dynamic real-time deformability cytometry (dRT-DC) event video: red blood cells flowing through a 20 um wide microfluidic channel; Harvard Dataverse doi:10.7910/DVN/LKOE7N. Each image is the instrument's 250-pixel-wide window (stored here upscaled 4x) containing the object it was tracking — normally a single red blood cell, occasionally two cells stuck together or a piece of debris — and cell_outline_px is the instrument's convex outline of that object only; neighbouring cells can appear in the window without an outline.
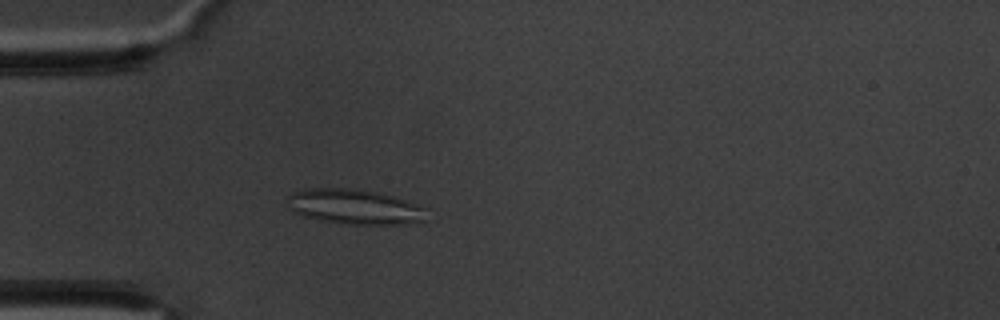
{"species": "common noctule bat (a hibernating species)", "species_latin": "Nyctalus noctula", "temperature_condition": "warm", "stored_images_in_passage": 61, "camera_frame_rate_fps": 3000, "um_per_image_px": 0.085, "animal": {"sex": "male", "body_mass_g": 20.1, "forearm_length_mm": 53.5}, "frame": {"image": 1, "passage_image": 17, "time_ms": 5.333, "image_size_px": [1000, 320], "cell_outline_px": [[428, 220], [404, 224], [340, 224], [320, 220], [304, 216], [296, 212], [284, 204], [288, 196], [292, 192], [304, 188], [356, 188], [380, 192], [428, 208]], "centroid_in_image_um": [30.15, 17.57], "position_along_channel_um": 54.9, "area_um2": 28.96}}
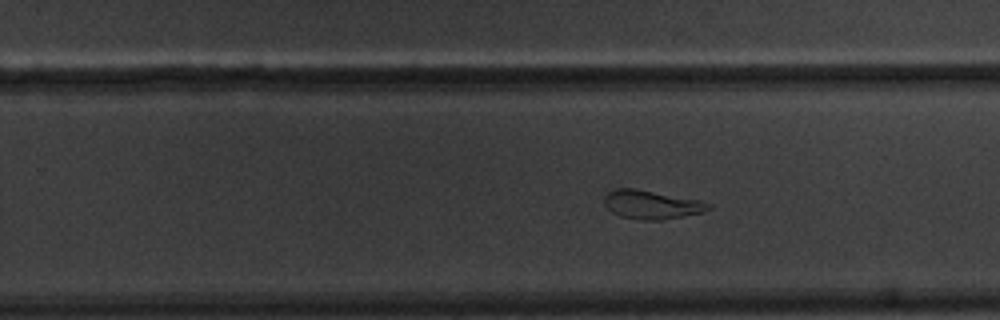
{"frame": {"image": 2, "passage_image": 38, "time_ms": 12.333, "image_size_px": [1000, 320], "cell_outline_px": [[712, 208], [704, 212], [660, 220], [640, 220], [620, 216], [612, 212], [604, 204], [604, 196], [612, 188], [636, 188], [700, 200], [712, 204]], "centroid_in_image_um": [55.38, 17.38], "position_along_channel_um": 274.4, "area_um2": 17.57}}
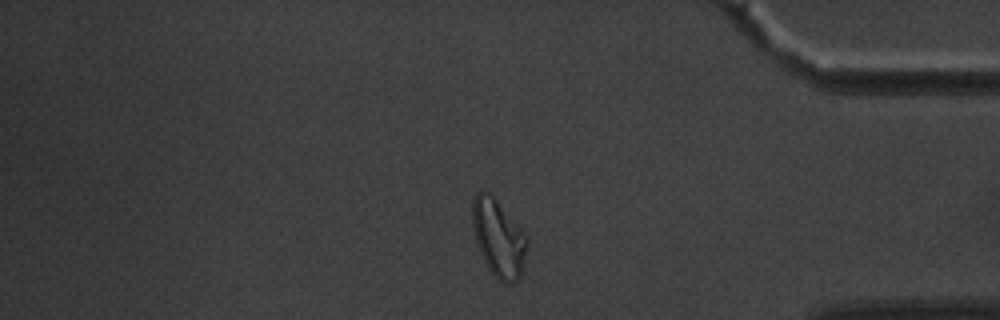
{"frame": {"image": 3, "passage_image": 51, "time_ms": 16.667, "image_size_px": [1000, 320], "cell_outline_px": [[528, 248], [520, 276], [512, 284], [504, 284], [488, 268], [480, 252], [472, 228], [472, 200], [476, 192], [484, 188], [496, 200], [528, 236]], "centroid_in_image_um": [42.37, 20.22], "position_along_channel_um": 392.8, "area_um2": 24.68}, "authors_computed_cell_mechanics": {"area_um2": 24.3338, "velocity_mm_per_s": 3.2589, "shape_relaxation_time_tau1_ms": null, "shape_relaxation_time_tau2_ms": 2.6221, "deformation_change_tau1": null, "deformation_change_tau2": 0.0992}}